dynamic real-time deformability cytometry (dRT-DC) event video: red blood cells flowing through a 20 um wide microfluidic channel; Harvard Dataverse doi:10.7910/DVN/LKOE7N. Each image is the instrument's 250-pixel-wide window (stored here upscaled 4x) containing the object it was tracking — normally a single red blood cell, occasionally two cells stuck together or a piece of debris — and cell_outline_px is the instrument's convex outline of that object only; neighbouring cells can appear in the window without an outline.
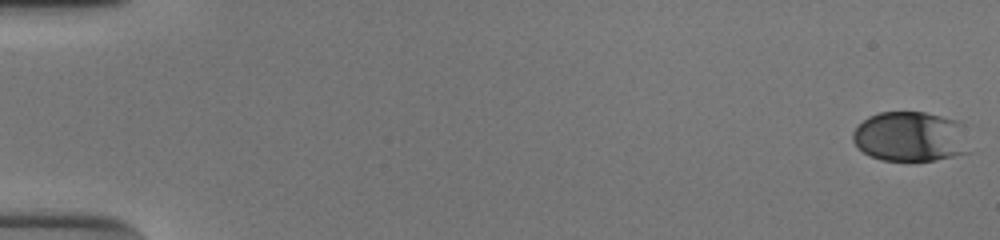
{"species": "human", "species_latin": "Homo sapiens", "temperature_condition": "cold", "stored_images_in_passage": 51, "camera_frame_rate_fps": 3000, "um_per_image_px": 0.085, "donor": {"sex": "male"}, "frame": {"image": 1, "passage_image": 1, "time_ms": 0.0, "image_size_px": [1000, 240], "cell_outline_px": [[972, 152], [932, 160], [880, 160], [864, 152], [852, 140], [852, 132], [868, 116], [880, 112], [924, 112], [960, 120]], "centroid_in_image_um": [77.42, 11.6], "position_along_channel_um": 7.6, "area_um2": 34.1}}
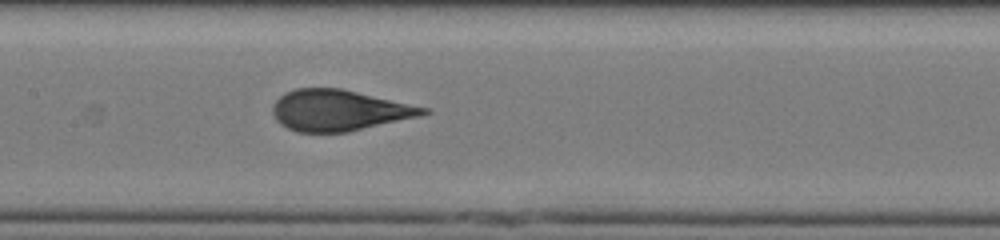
{"frame": {"image": 2, "passage_image": 28, "time_ms": 9.0, "image_size_px": [1000, 240], "cell_outline_px": [[432, 112], [420, 116], [348, 132], [296, 132], [280, 124], [276, 120], [272, 112], [272, 108], [276, 100], [284, 92], [296, 88], [340, 88], [432, 108]], "centroid_in_image_um": [28.84, 9.37], "position_along_channel_um": 178.6, "area_um2": 36.18}}
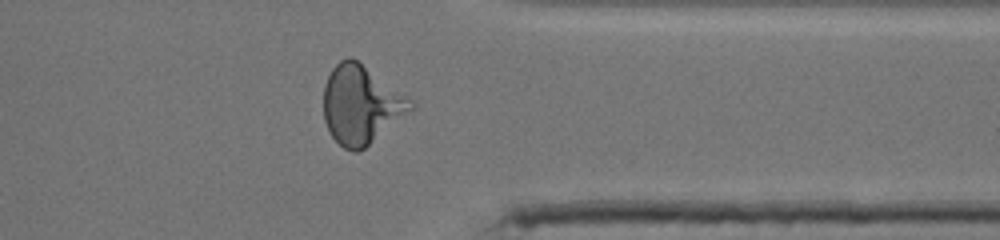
{"frame": {"image": 3, "passage_image": 44, "time_ms": 14.333, "image_size_px": [1000, 240], "cell_outline_px": [[416, 108], [364, 148], [356, 152], [352, 152], [344, 148], [332, 136], [324, 120], [324, 84], [332, 68], [340, 60], [348, 56], [352, 56], [408, 96], [416, 104]], "centroid_in_image_um": [30.71, 8.88], "position_along_channel_um": 380.7, "area_um2": 39.94}}